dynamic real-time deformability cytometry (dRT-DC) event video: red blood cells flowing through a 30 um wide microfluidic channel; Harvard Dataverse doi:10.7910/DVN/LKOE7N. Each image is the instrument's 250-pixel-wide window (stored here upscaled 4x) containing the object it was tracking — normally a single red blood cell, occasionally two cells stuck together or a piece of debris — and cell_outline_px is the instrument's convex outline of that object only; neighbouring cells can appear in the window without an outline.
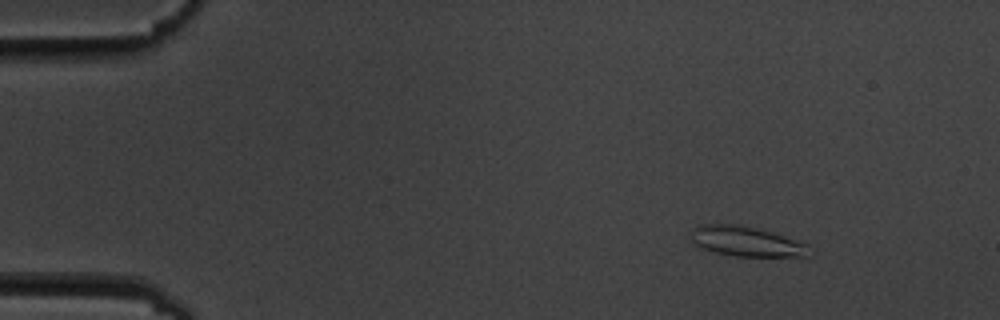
{"species": "common noctule bat (a hibernating species)", "species_latin": "Nyctalus noctula", "temperature_condition": "cold", "stored_images_in_passage": 5, "camera_frame_rate_fps": 3000, "um_per_image_px": 0.085, "animal": {"sex": "male", "body_mass_g": 19.5, "forearm_length_mm": 54.6}, "frame": {"image": 1, "passage_image": 2, "time_ms": 2.0, "image_size_px": [1000, 320], "cell_outline_px": [[808, 256], [736, 256], [716, 252], [692, 244], [688, 236], [692, 228], [696, 224], [732, 224], [752, 228], [784, 236], [804, 244]], "centroid_in_image_um": [63.25, 20.51], "position_along_channel_um": 21.8, "area_um2": 20.11}}
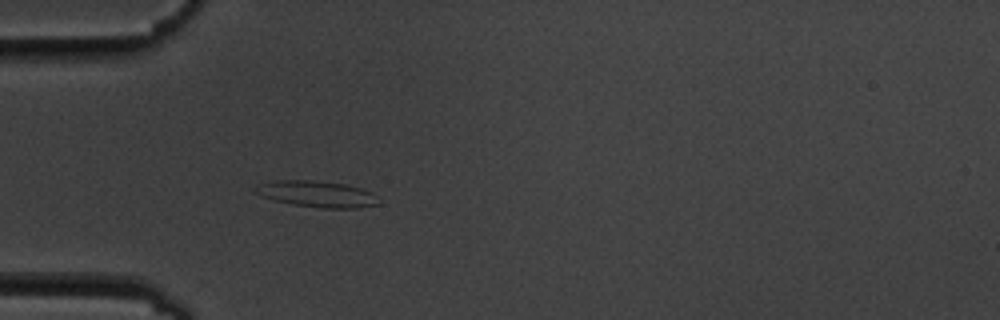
{"frame": {"image": 2, "passage_image": 5, "time_ms": 5.333, "image_size_px": [1000, 320], "cell_outline_px": [[380, 204], [360, 208], [324, 208], [292, 204], [276, 200], [252, 192], [252, 188], [260, 184], [276, 180], [312, 180], [344, 184], [360, 188], [372, 192]], "centroid_in_image_um": [26.93, 16.49], "position_along_channel_um": 58.1, "area_um2": 18.73}}